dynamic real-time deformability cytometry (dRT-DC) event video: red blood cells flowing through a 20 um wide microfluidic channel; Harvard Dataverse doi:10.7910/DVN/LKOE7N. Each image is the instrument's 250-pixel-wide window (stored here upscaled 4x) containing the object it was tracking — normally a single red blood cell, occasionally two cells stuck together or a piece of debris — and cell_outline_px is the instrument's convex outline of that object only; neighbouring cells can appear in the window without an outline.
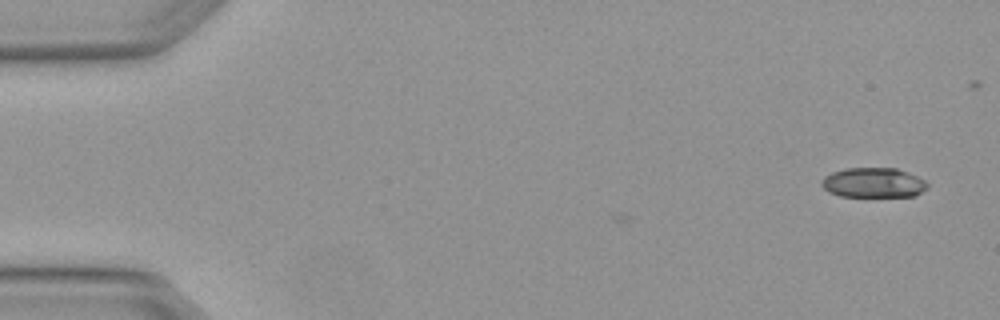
{"species": "Egyptian fruit bat (a non-hibernating species)", "species_latin": "Rousettus aegyptiacus", "temperature_condition": "warm", "stored_images_in_passage": 5, "camera_frame_rate_fps": 3000, "um_per_image_px": 0.085, "animal": {"sex": "female"}, "frame": {"image": 1, "passage_image": 1, "time_ms": 0.0, "image_size_px": [1000, 320], "cell_outline_px": [[928, 188], [916, 196], [840, 196], [828, 192], [820, 184], [820, 180], [824, 176], [832, 172], [844, 168], [896, 168], [908, 172], [924, 180], [928, 184]], "centroid_in_image_um": [74.22, 15.52], "position_along_channel_um": 10.8, "area_um2": 18.55}}
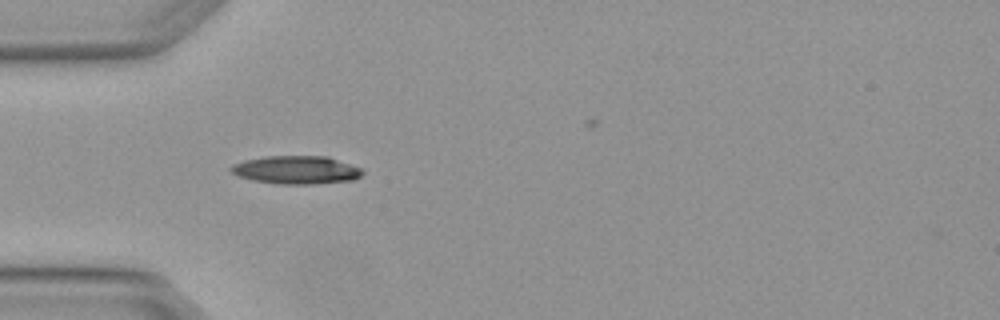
{"frame": {"image": 2, "passage_image": 4, "time_ms": 1.0, "image_size_px": [1000, 320], "cell_outline_px": [[364, 172], [360, 176], [352, 180], [312, 184], [280, 184], [252, 180], [240, 176], [232, 172], [228, 168], [232, 164], [244, 160], [264, 156], [328, 156], [364, 168]], "centroid_in_image_um": [25.21, 14.43], "position_along_channel_um": 59.8, "area_um2": 21.73}}
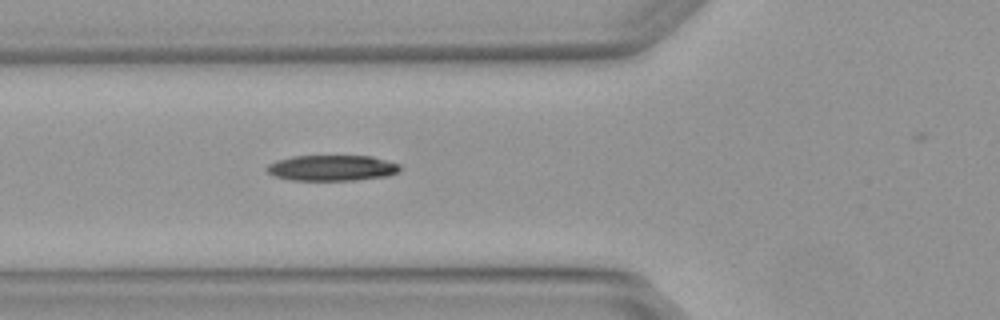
{"frame": {"image": 3, "passage_image": 5, "time_ms": 1.333, "image_size_px": [1000, 320], "cell_outline_px": [[400, 172], [388, 176], [356, 180], [292, 180], [272, 176], [264, 168], [268, 164], [276, 160], [292, 156], [372, 156], [400, 164]], "centroid_in_image_um": [28.2, 14.28], "position_along_channel_um": 97.6, "area_um2": 20.17}}